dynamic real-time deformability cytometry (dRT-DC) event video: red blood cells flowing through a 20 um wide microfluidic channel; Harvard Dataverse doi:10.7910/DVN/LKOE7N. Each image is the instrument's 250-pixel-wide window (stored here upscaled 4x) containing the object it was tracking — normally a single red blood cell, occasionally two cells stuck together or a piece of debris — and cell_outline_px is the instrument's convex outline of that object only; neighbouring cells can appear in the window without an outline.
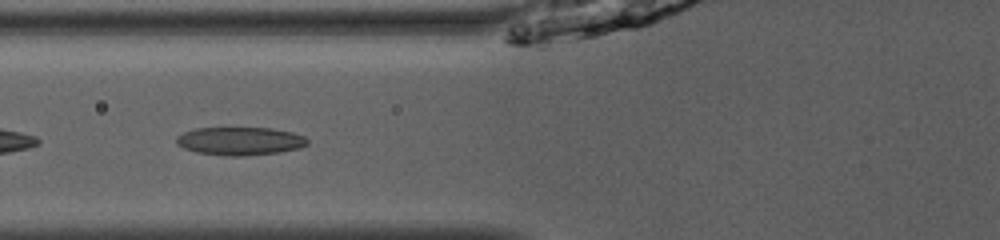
{"species": "common noctule bat (a hibernating species)", "species_latin": "Nyctalus noctula", "temperature_condition": "room temperature", "stored_images_in_passage": 31, "camera_frame_rate_fps": 3000, "um_per_image_px": 0.085, "animal": {"sex": "male", "body_mass_g": 13.0, "forearm_length_mm": 53.1}, "frame": {"image": 1, "passage_image": 5, "time_ms": 1.333, "image_size_px": [1000, 240], "cell_outline_px": [[308, 144], [300, 148], [280, 152], [240, 156], [228, 156], [196, 152], [184, 148], [176, 144], [176, 136], [184, 132], [196, 128], [272, 128], [292, 132], [304, 136], [308, 140]], "centroid_in_image_um": [20.4, 11.99], "position_along_channel_um": 105.4, "area_um2": 21.5}}
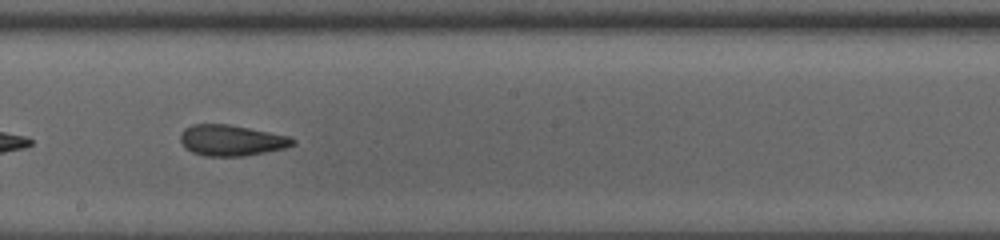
{"frame": {"image": 2, "passage_image": 14, "time_ms": 4.333, "image_size_px": [1000, 240], "cell_outline_px": [[296, 144], [284, 148], [244, 156], [204, 156], [192, 152], [184, 148], [180, 140], [180, 132], [184, 128], [192, 124], [228, 124], [288, 136], [296, 140]], "centroid_in_image_um": [19.62, 11.93], "position_along_channel_um": 228.6, "area_um2": 20.23}, "authors_computed_cell_mechanics": {"area_um2": 20.7502, "velocity_mm_per_s": 4.0737, "shape_relaxation_time_tau1_ms": 5.6815, "shape_relaxation_time_tau2_ms": 1.9306, "deformation_change_tau1": 0.1647, "deformation_change_tau2": 0.0956}}